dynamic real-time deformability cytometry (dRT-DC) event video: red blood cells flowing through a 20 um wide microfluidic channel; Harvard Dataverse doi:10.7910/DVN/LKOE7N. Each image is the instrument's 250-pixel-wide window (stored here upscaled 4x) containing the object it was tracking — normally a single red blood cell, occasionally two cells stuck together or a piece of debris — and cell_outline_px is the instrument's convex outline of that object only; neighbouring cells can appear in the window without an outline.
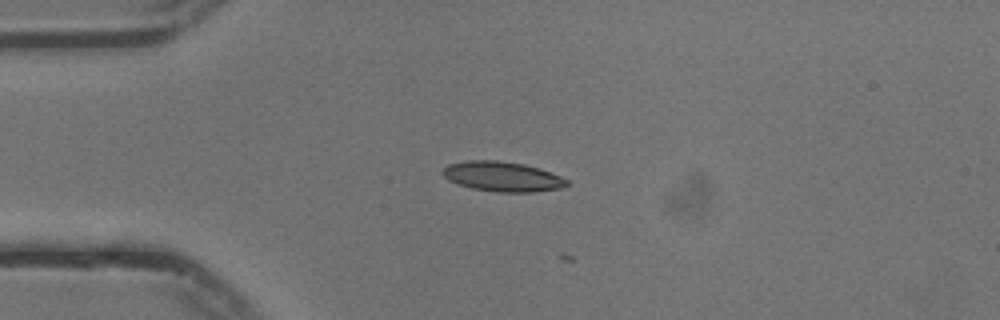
{"species": "common noctule bat (a hibernating species)", "species_latin": "Nyctalus noctula", "temperature_condition": "cold", "stored_images_in_passage": 5, "camera_frame_rate_fps": 3000, "um_per_image_px": 0.085, "animal": {"sex": "male", "body_mass_g": 13.3}, "frame": {"image": 1, "passage_image": 2, "time_ms": 0.333, "image_size_px": [1000, 320], "cell_outline_px": [[568, 184], [560, 188], [536, 192], [496, 192], [472, 188], [448, 180], [440, 172], [448, 164], [468, 160], [496, 160], [524, 164], [540, 168], [560, 176], [568, 180]], "centroid_in_image_um": [42.7, 15.0], "position_along_channel_um": 42.3, "area_um2": 21.62}}